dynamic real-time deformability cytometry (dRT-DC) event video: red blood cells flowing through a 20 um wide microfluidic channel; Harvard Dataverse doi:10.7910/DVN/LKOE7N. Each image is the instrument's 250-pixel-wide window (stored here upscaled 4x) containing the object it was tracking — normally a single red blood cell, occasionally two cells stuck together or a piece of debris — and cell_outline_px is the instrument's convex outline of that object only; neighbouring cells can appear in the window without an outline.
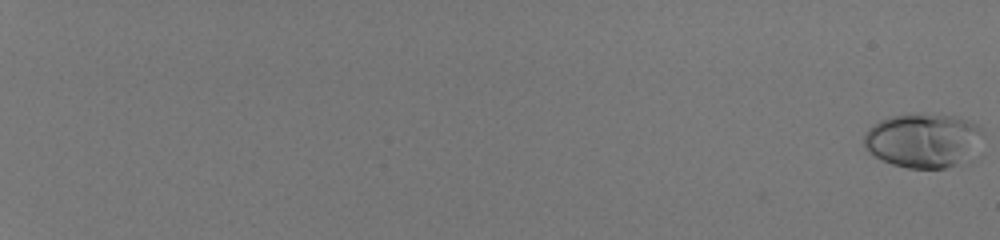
{"species": "human", "species_latin": "Homo sapiens", "temperature_condition": "room temperature", "stored_images_in_passage": 57, "camera_frame_rate_fps": 3000, "um_per_image_px": 0.085, "donor": {"sex": "male"}, "frame": {"image": 1, "passage_image": 1, "time_ms": 0.0, "image_size_px": [1000, 240], "cell_outline_px": [[984, 132], [956, 164], [944, 168], [908, 168], [892, 164], [868, 152], [864, 148], [864, 136], [868, 128], [880, 120], [888, 116], [960, 116], [980, 124]], "centroid_in_image_um": [78.37, 11.92], "position_along_channel_um": 6.6, "area_um2": 36.18}}
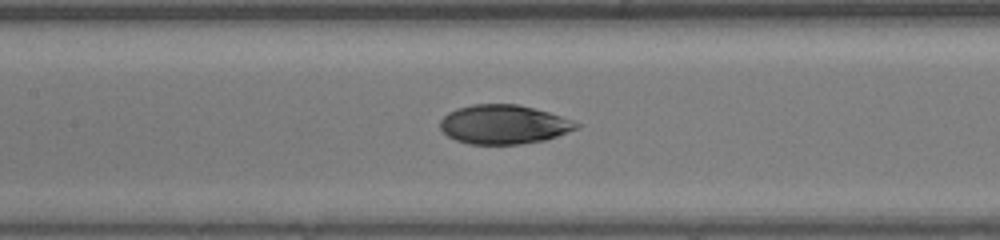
{"frame": {"image": 2, "passage_image": 34, "time_ms": 11.0, "image_size_px": [1000, 240], "cell_outline_px": [[580, 128], [544, 140], [520, 144], [468, 144], [456, 140], [448, 136], [440, 128], [440, 120], [448, 112], [456, 108], [472, 104], [516, 104], [548, 112], [572, 120], [580, 124]], "centroid_in_image_um": [42.8, 10.58], "position_along_channel_um": 164.6, "area_um2": 30.98}}
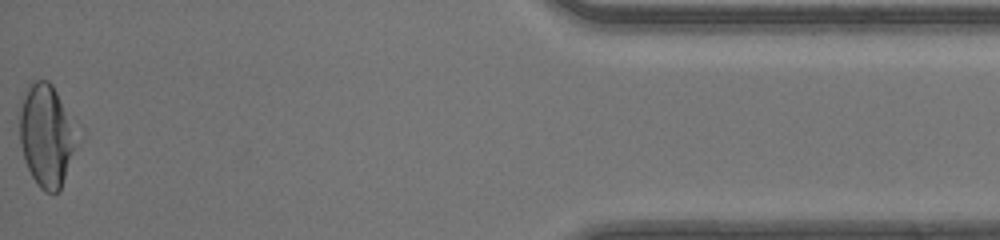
{"frame": {"image": 3, "passage_image": 57, "time_ms": 18.667, "image_size_px": [1000, 240], "cell_outline_px": [[84, 136], [60, 192], [44, 192], [36, 184], [24, 160], [20, 144], [20, 108], [24, 96], [32, 80], [48, 80], [52, 84], [80, 124], [84, 132]], "centroid_in_image_um": [4.1, 11.53], "position_along_channel_um": 431.1, "area_um2": 36.41}, "authors_computed_cell_mechanics": {"area_um2": 32.0212, "velocity_mm_per_s": 4.213, "shape_relaxation_time_tau1_ms": 6.67, "shape_relaxation_time_tau2_ms": 1.2197, "deformation_change_tau1": 0.2301, "deformation_change_tau2": 0.0453}}